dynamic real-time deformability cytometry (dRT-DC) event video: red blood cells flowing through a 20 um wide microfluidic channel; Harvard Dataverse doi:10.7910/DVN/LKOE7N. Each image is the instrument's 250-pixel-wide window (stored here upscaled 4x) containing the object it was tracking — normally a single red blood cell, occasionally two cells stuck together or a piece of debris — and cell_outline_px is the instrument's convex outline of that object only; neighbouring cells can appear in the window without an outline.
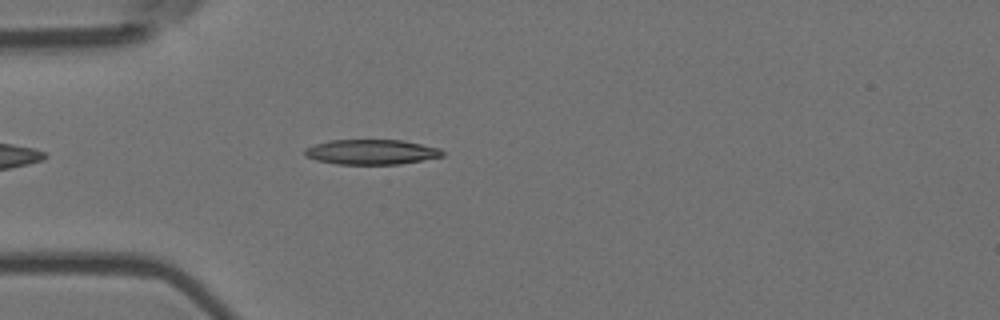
{"species": "Egyptian fruit bat (a non-hibernating species)", "species_latin": "Rousettus aegyptiacus", "temperature_condition": "room temperature", "stored_images_in_passage": 33, "camera_frame_rate_fps": 3000, "um_per_image_px": 0.085, "animal": {"sex": "female"}, "frame": {"image": 1, "passage_image": 5, "time_ms": 1.333, "image_size_px": [1000, 320], "cell_outline_px": [[444, 156], [400, 164], [336, 164], [316, 160], [304, 156], [304, 148], [328, 140], [400, 140], [440, 148], [444, 152]], "centroid_in_image_um": [31.54, 12.92], "position_along_channel_um": 53.5, "area_um2": 20.06}}
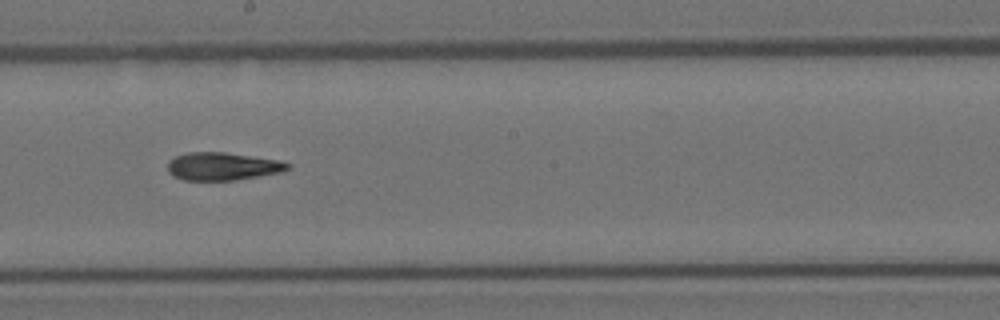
{"frame": {"image": 2, "passage_image": 20, "time_ms": 6.333, "image_size_px": [1000, 320], "cell_outline_px": [[292, 164], [284, 172], [236, 180], [184, 180], [172, 176], [168, 172], [168, 160], [176, 156], [188, 152], [224, 152], [280, 160]], "centroid_in_image_um": [18.93, 14.14], "position_along_channel_um": 229.3, "area_um2": 19.65}}
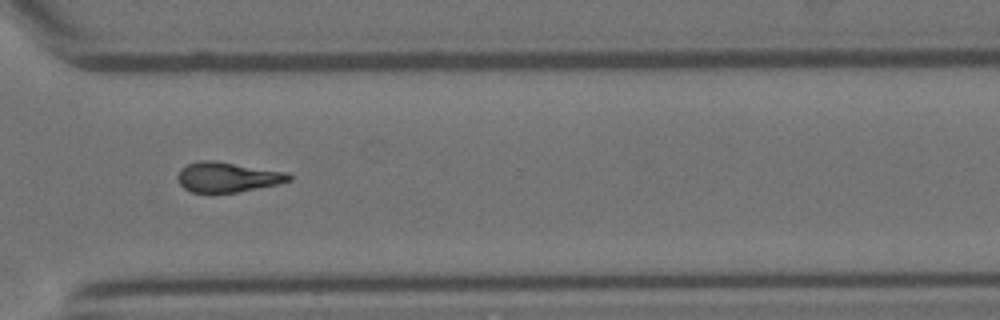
{"frame": {"image": 3, "passage_image": 30, "time_ms": 9.667, "image_size_px": [1000, 320], "cell_outline_px": [[292, 180], [276, 184], [236, 192], [192, 192], [184, 188], [180, 184], [176, 176], [180, 168], [188, 164], [200, 160], [212, 160], [288, 172], [292, 176]], "centroid_in_image_um": [19.32, 15.04], "position_along_channel_um": 351.3, "area_um2": 19.31}, "authors_computed_cell_mechanics": {"area_um2": 19.8254, "velocity_mm_per_s": 3.664, "shape_relaxation_time_tau1_ms": 8.073, "shape_relaxation_time_tau2_ms": 8.5599, "deformation_change_tau1": 0.2157, "deformation_change_tau2": 0.1786}}